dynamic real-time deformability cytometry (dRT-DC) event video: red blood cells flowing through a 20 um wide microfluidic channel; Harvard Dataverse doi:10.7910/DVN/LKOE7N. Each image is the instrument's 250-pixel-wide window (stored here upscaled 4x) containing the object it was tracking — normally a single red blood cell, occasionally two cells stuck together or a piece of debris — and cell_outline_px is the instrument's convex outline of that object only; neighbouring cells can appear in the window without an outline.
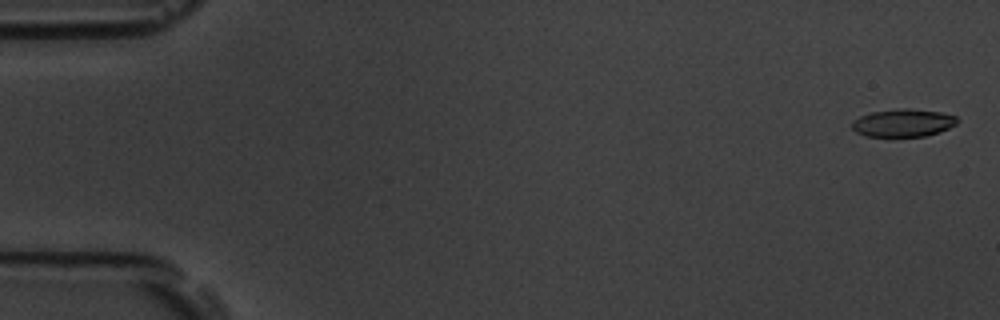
{"species": "common noctule bat (a hibernating species)", "species_latin": "Nyctalus noctula", "temperature_condition": "room temperature", "stored_images_in_passage": 57, "camera_frame_rate_fps": 3000, "um_per_image_px": 0.085, "animal": {"sex": "male", "body_mass_g": 19.5, "forearm_length_mm": 54.6}, "frame": {"image": 1, "passage_image": 2, "time_ms": 0.333, "image_size_px": [1000, 320], "cell_outline_px": [[960, 120], [956, 124], [948, 128], [924, 136], [864, 136], [856, 132], [852, 128], [852, 120], [860, 116], [872, 112], [900, 108], [908, 108], [940, 112], [956, 116]], "centroid_in_image_um": [76.75, 10.43], "position_along_channel_um": 8.3, "area_um2": 16.94}}
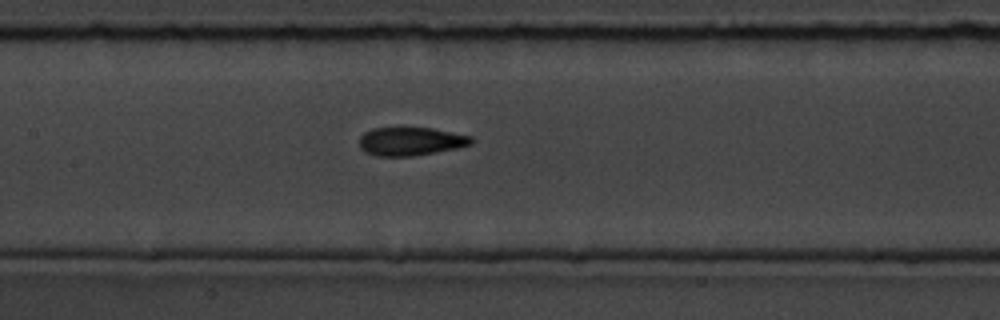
{"frame": {"image": 2, "passage_image": 28, "time_ms": 9.0, "image_size_px": [1000, 320], "cell_outline_px": [[472, 144], [456, 148], [436, 152], [412, 156], [376, 156], [364, 152], [360, 148], [360, 136], [364, 132], [372, 128], [400, 124], [404, 124], [432, 128], [472, 136]], "centroid_in_image_um": [34.85, 11.96], "position_along_channel_um": 172.6, "area_um2": 19.42}}
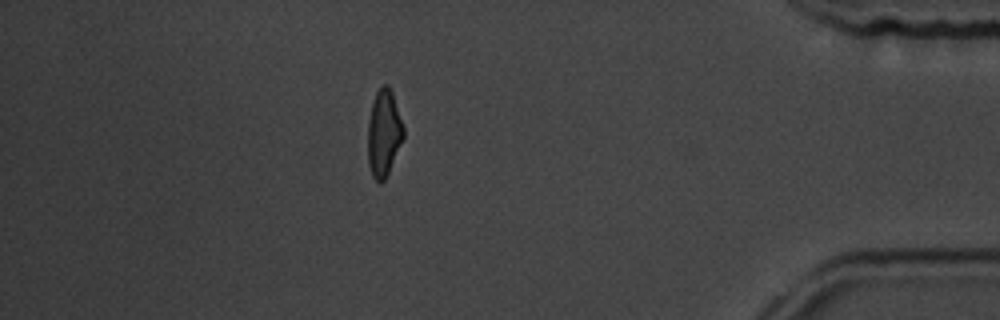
{"frame": {"image": 3, "passage_image": 51, "time_ms": 16.667, "image_size_px": [1000, 320], "cell_outline_px": [[404, 136], [388, 172], [384, 180], [380, 184], [372, 176], [368, 164], [368, 120], [372, 100], [380, 84], [388, 84], [392, 92], [404, 128]], "centroid_in_image_um": [32.6, 11.27], "position_along_channel_um": 402.6, "area_um2": 18.03}}